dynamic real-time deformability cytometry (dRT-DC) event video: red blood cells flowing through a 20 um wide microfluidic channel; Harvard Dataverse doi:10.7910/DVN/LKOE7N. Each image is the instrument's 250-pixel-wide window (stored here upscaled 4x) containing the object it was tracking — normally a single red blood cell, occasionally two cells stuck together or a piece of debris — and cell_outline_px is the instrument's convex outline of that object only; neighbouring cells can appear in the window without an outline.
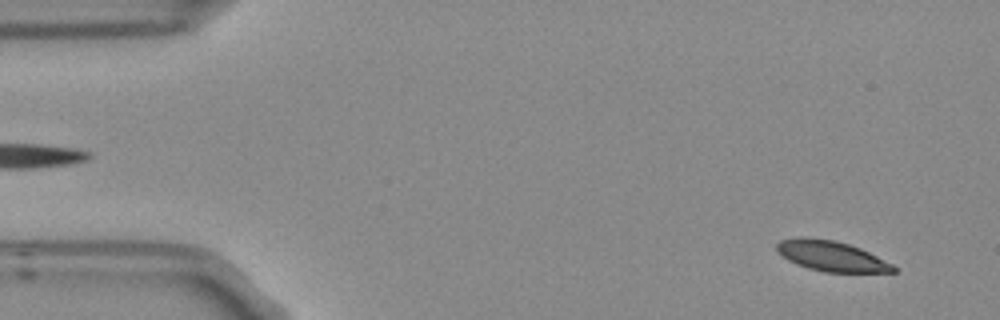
{"species": "Egyptian fruit bat (a non-hibernating species)", "species_latin": "Rousettus aegyptiacus", "temperature_condition": "room temperature", "stored_images_in_passage": 4, "segment_of_instrument_passage": [2, 2], "camera_frame_rate_fps": 3000, "um_per_image_px": 0.085, "frame": {"image": 1, "passage_image": 4, "time_ms": 1.0, "image_size_px": [1000, 320], "cell_outline_px": [[896, 272], [824, 272], [808, 268], [796, 264], [788, 260], [776, 252], [776, 244], [780, 240], [804, 236], [836, 240], [860, 248], [892, 264], [896, 268]], "centroid_in_image_um": [70.61, 21.75], "position_along_channel_um": 14.4, "area_um2": 20.63}}